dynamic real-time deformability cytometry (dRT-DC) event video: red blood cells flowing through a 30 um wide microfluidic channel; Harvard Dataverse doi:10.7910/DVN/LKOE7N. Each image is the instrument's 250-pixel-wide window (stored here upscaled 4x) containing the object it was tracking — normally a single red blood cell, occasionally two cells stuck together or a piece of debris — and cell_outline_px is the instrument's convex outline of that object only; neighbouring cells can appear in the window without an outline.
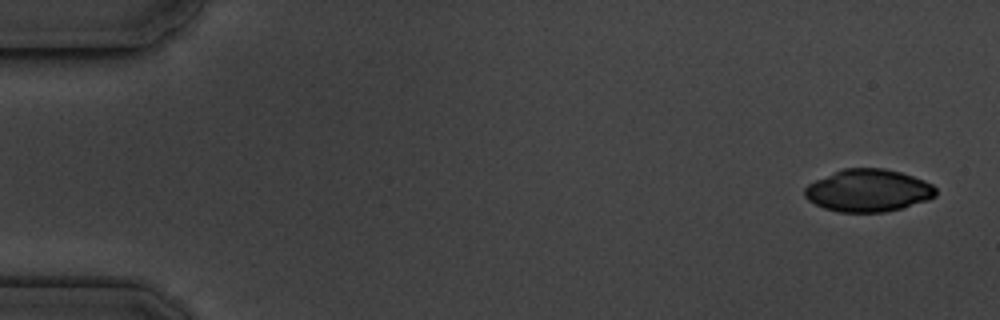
{"species": "common noctule bat (a hibernating species)", "species_latin": "Nyctalus noctula", "temperature_condition": "cold", "stored_images_in_passage": 5, "camera_frame_rate_fps": 3000, "um_per_image_px": 0.085, "animal": {"sex": "male", "body_mass_g": 19.5, "forearm_length_mm": 54.6}, "frame": {"image": 1, "passage_image": 1, "time_ms": 0.0, "image_size_px": [1000, 320], "cell_outline_px": [[936, 196], [928, 200], [900, 208], [884, 212], [840, 212], [824, 208], [808, 200], [804, 196], [804, 188], [808, 184], [816, 180], [844, 168], [884, 168], [900, 172], [924, 180], [932, 184], [936, 188]], "centroid_in_image_um": [73.8, 16.19], "position_along_channel_um": 11.2, "area_um2": 32.25}}